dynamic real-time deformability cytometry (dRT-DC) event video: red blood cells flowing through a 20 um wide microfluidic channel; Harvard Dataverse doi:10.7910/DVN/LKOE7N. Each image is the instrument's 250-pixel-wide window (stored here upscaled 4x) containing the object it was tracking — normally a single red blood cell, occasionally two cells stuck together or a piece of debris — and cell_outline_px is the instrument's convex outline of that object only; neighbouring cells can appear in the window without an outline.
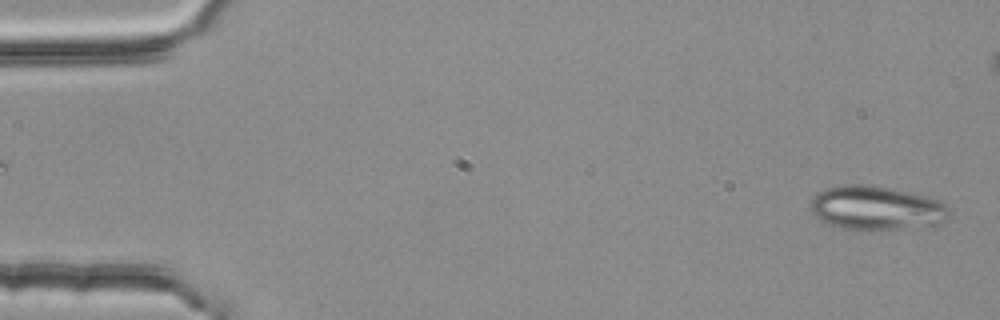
{"species": "common noctule bat (a hibernating species)", "species_latin": "Nyctalus noctula", "temperature_condition": "room temperature", "stored_images_in_passage": 2, "camera_frame_rate_fps": 3000, "um_per_image_px": 0.085, "animal": {"sex": "female", "body_mass_g": 25.1}, "frame": {"image": 1, "passage_image": 2, "time_ms": 0.333, "image_size_px": [1000, 320], "cell_outline_px": [[952, 212], [948, 220], [940, 224], [896, 228], [844, 228], [820, 220], [812, 212], [812, 200], [824, 188], [844, 184], [868, 184], [928, 196], [940, 200]], "centroid_in_image_um": [74.55, 17.65], "position_along_channel_um": 10.4, "area_um2": 34.91}}